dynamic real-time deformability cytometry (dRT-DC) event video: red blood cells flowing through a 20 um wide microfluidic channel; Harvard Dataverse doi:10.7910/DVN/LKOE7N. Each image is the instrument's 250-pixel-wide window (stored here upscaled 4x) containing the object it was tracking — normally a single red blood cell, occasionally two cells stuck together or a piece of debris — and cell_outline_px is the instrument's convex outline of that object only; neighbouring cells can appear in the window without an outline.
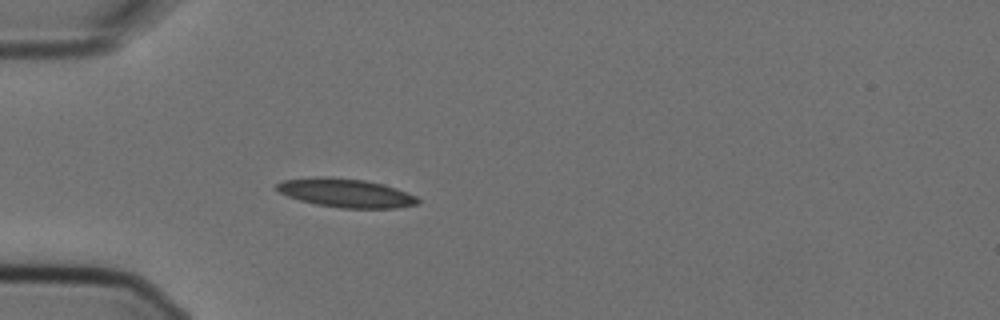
{"species": "Egyptian fruit bat (a non-hibernating species)", "species_latin": "Rousettus aegyptiacus", "temperature_condition": "cold", "stored_images_in_passage": 1, "camera_frame_rate_fps": 3000, "um_per_image_px": 0.085, "animal": {"sex": "female"}, "frame": {"image": 1, "passage_image": 1, "time_ms": 0.0, "image_size_px": [1000, 320], "cell_outline_px": [[420, 204], [396, 208], [340, 208], [316, 204], [300, 200], [288, 196], [280, 192], [276, 188], [276, 184], [284, 180], [324, 176], [328, 176], [364, 180], [384, 184], [396, 188], [416, 196], [420, 200]], "centroid_in_image_um": [29.44, 16.4], "position_along_channel_um": 55.6, "area_um2": 23.58}}